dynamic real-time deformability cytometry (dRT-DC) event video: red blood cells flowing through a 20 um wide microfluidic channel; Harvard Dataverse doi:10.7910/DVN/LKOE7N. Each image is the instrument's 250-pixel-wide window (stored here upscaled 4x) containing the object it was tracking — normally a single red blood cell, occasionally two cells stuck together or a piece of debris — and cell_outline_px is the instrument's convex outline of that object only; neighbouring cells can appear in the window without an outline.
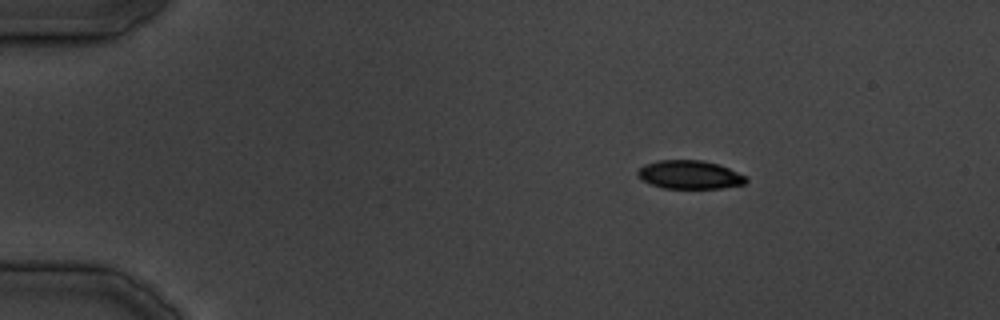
{"species": "common noctule bat (a hibernating species)", "species_latin": "Nyctalus noctula", "temperature_condition": "cold", "stored_images_in_passage": 33, "camera_frame_rate_fps": 3000, "um_per_image_px": 0.085, "animal": {"sex": "male", "body_mass_g": 19.5, "forearm_length_mm": 54.6}, "frame": {"image": 1, "passage_image": 1, "time_ms": 0.0, "image_size_px": [1000, 320], "cell_outline_px": [[748, 180], [744, 184], [724, 188], [664, 188], [652, 184], [644, 180], [636, 172], [644, 164], [656, 160], [700, 160], [716, 164], [728, 168], [748, 176]], "centroid_in_image_um": [58.66, 14.85], "position_along_channel_um": 26.3, "area_um2": 17.86}}
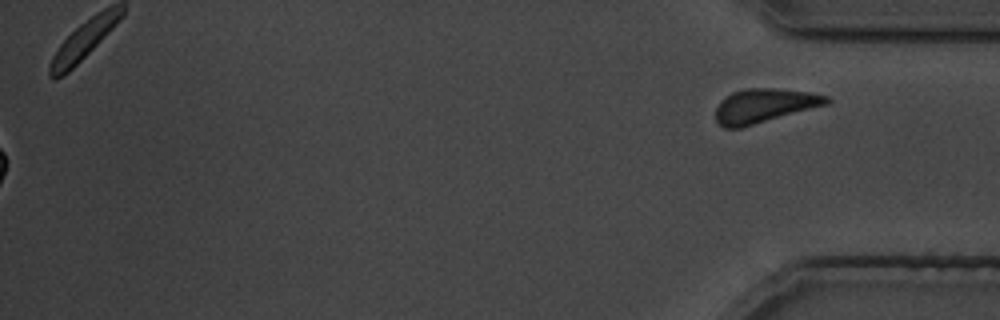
{"frame": {"image": 2, "passage_image": 33, "time_ms": 39.667, "image_size_px": [1000, 320], "cell_outline_px": [[828, 104], [740, 128], [724, 128], [716, 120], [716, 108], [720, 100], [732, 92], [748, 88], [772, 88], [808, 92], [828, 96]], "centroid_in_image_um": [64.92, 8.98], "position_along_channel_um": 370.3, "area_um2": 21.73}}